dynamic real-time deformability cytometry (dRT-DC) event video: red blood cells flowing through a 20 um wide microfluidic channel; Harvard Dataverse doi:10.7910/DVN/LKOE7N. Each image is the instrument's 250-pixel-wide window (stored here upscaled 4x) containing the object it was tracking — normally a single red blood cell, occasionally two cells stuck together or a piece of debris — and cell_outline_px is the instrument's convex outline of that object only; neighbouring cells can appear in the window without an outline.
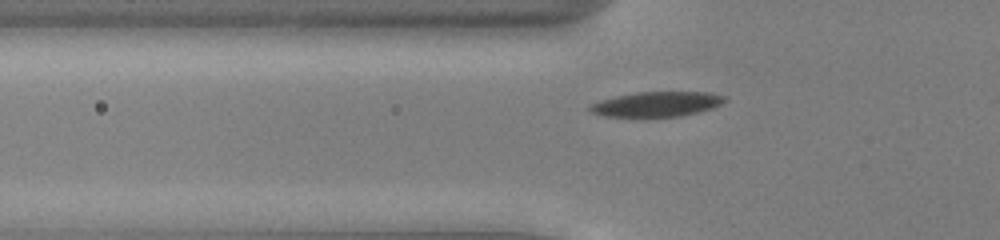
{"species": "common noctule bat (a hibernating species)", "species_latin": "Nyctalus noctula", "temperature_condition": "cold", "stored_images_in_passage": 38, "camera_frame_rate_fps": 3000, "um_per_image_px": 0.085, "animal": {"sex": "male", "body_mass_g": 13.0, "forearm_length_mm": 53.1}, "frame": {"image": 1, "passage_image": 8, "time_ms": 2.333, "image_size_px": [1000, 240], "cell_outline_px": [[728, 100], [712, 108], [684, 116], [644, 120], [604, 116], [592, 112], [588, 108], [592, 104], [600, 100], [616, 96], [636, 92], [708, 92], [724, 96]], "centroid_in_image_um": [55.79, 8.91], "position_along_channel_um": 70.0, "area_um2": 20.52}}
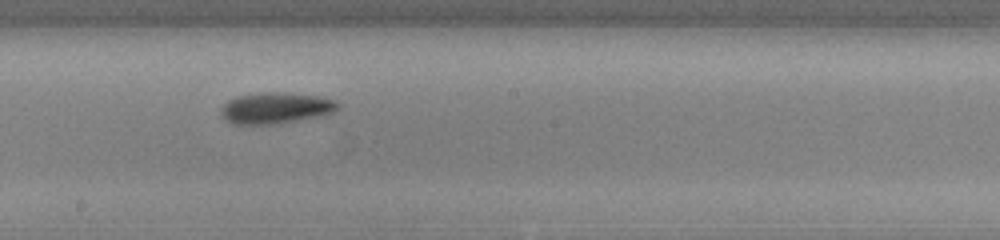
{"frame": {"image": 2, "passage_image": 20, "time_ms": 6.333, "image_size_px": [1000, 240], "cell_outline_px": [[340, 108], [332, 112], [320, 116], [272, 124], [232, 124], [224, 120], [220, 112], [220, 108], [228, 100], [236, 96], [260, 92], [284, 92], [320, 96], [332, 100], [340, 104]], "centroid_in_image_um": [23.39, 9.17], "position_along_channel_um": 224.8, "area_um2": 21.33}}
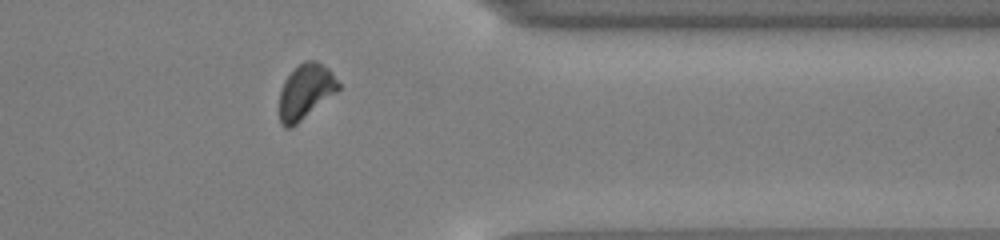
{"frame": {"image": 3, "passage_image": 33, "time_ms": 10.667, "image_size_px": [1000, 240], "cell_outline_px": [[340, 88], [336, 92], [292, 128], [284, 128], [280, 124], [280, 92], [284, 80], [304, 60], [316, 60], [328, 68], [332, 72], [340, 84]], "centroid_in_image_um": [25.97, 7.79], "position_along_channel_um": 385.4, "area_um2": 18.73}}